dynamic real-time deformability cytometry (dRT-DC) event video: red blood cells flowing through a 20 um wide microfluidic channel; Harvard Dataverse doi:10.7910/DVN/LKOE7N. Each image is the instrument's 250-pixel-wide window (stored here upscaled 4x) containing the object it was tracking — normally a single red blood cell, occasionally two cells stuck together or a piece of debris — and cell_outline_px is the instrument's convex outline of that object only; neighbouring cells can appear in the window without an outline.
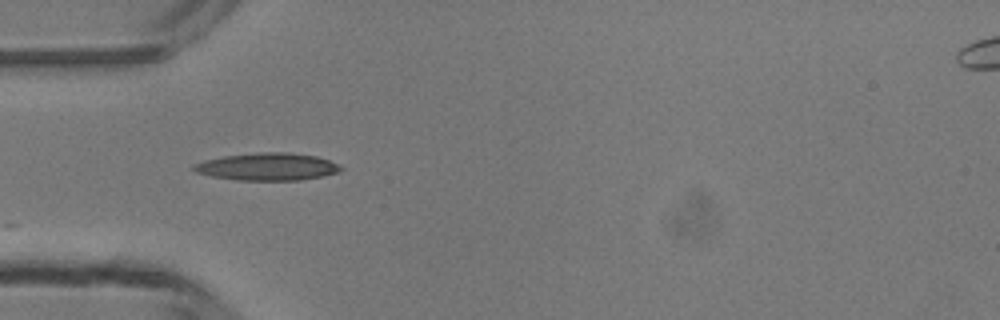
{"species": "common noctule bat (a hibernating species)", "species_latin": "Nyctalus noctula", "temperature_condition": "room temperature", "stored_images_in_passage": 3, "camera_frame_rate_fps": 3000, "um_per_image_px": 0.085, "animal": {"sex": "male", "body_mass_g": 13.3}, "frame": {"image": 1, "passage_image": 1, "time_ms": 0.0, "image_size_px": [1000, 320], "cell_outline_px": [[344, 168], [340, 172], [324, 176], [300, 180], [236, 180], [212, 176], [196, 172], [192, 168], [196, 164], [204, 160], [224, 156], [260, 152], [288, 152], [316, 156], [328, 160]], "centroid_in_image_um": [22.76, 14.17], "position_along_channel_um": 62.2, "area_um2": 23.41}}